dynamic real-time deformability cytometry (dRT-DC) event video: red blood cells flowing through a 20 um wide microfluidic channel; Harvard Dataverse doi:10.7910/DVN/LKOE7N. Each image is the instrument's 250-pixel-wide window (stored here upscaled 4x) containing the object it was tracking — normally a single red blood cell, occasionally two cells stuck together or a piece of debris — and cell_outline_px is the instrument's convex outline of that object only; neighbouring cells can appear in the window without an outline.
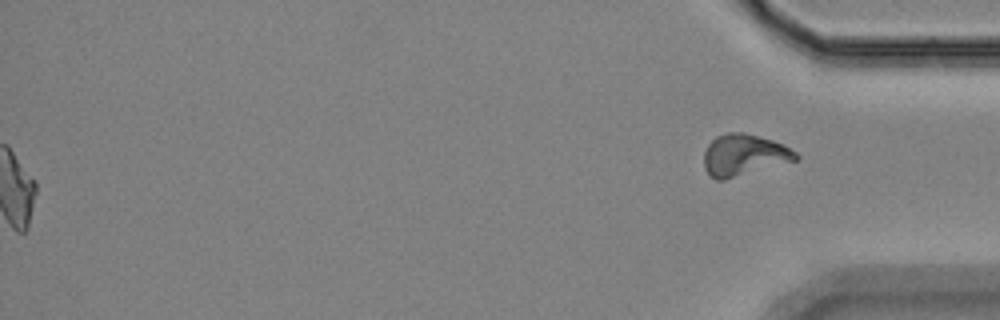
{"species": "Egyptian fruit bat (a non-hibernating species)", "species_latin": "Rousettus aegyptiacus", "temperature_condition": "room temperature", "stored_images_in_passage": 53, "segment_of_instrument_passage": [2, 2], "camera_frame_rate_fps": 3000, "um_per_image_px": 0.085, "animal": {"sex": "female"}, "frame": {"image": 1, "passage_image": 53, "time_ms": 17.333, "image_size_px": [1000, 320], "cell_outline_px": [[800, 156], [796, 160], [724, 180], [716, 180], [704, 168], [704, 152], [708, 144], [716, 136], [728, 132], [744, 132], [772, 140], [796, 152]], "centroid_in_image_um": [63.21, 13.17], "position_along_channel_um": 372.0, "area_um2": 21.96}}